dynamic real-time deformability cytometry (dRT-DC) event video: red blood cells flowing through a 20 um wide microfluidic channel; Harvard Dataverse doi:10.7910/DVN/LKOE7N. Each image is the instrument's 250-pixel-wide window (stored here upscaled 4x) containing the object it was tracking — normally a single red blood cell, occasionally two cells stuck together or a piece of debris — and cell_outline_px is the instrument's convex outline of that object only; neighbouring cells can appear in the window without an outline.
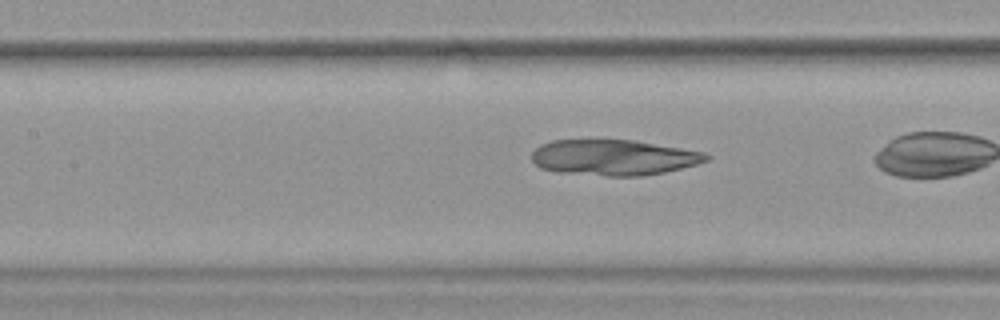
{"species": "common noctule bat (a hibernating species)", "species_latin": "Nyctalus noctula", "temperature_condition": "warm", "stored_images_in_passage": 23, "camera_frame_rate_fps": 3000, "um_per_image_px": 0.085, "animal": {"sex": "female", "body_mass_g": 19.9}, "frame": {"image": 1, "passage_image": 20, "time_ms": 6.333, "image_size_px": [1000, 320], "cell_outline_px": [[712, 156], [708, 160], [696, 164], [664, 172], [640, 176], [608, 176], [556, 172], [540, 168], [532, 160], [532, 152], [540, 144], [552, 140], [632, 140], [704, 152]], "centroid_in_image_um": [52.13, 13.39], "position_along_channel_um": 155.3, "area_um2": 36.18}}